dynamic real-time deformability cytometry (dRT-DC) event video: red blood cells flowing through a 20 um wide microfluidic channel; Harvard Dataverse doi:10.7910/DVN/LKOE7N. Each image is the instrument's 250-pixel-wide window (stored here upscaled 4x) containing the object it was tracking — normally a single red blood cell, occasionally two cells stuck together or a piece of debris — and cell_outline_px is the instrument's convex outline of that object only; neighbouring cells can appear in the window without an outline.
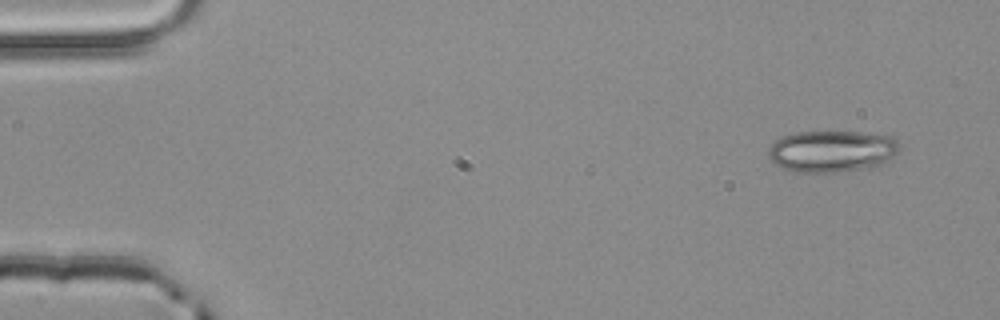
{"species": "common noctule bat (a hibernating species)", "species_latin": "Nyctalus noctula", "temperature_condition": "room temperature", "stored_images_in_passage": 3, "camera_frame_rate_fps": 3000, "um_per_image_px": 0.085, "animal": {"sex": "male", "body_mass_g": 20.4}, "frame": {"image": 1, "passage_image": 1, "time_ms": 0.0, "image_size_px": [1000, 320], "cell_outline_px": [[900, 152], [884, 164], [836, 172], [796, 172], [784, 168], [776, 164], [768, 156], [768, 152], [772, 144], [776, 140], [784, 136], [796, 132], [860, 132], [892, 136], [900, 144]], "centroid_in_image_um": [70.76, 12.84], "position_along_channel_um": 14.2, "area_um2": 31.73}}